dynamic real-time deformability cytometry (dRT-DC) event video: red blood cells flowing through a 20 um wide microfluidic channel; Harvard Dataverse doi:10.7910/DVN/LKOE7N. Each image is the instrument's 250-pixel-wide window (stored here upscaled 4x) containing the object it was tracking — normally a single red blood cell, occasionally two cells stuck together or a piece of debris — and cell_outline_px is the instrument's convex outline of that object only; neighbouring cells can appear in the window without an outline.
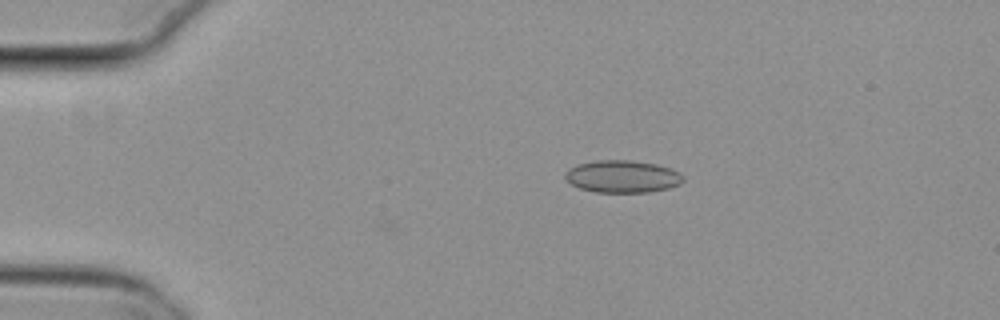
{"species": "common noctule bat (a hibernating species)", "species_latin": "Nyctalus noctula", "temperature_condition": "cold", "stored_images_in_passage": 4, "camera_frame_rate_fps": 3000, "um_per_image_px": 0.085, "animal": {"sex": "female", "body_mass_g": 29.2, "forearm_length_mm": 56.3}, "frame": {"image": 1, "passage_image": 1, "time_ms": 0.0, "image_size_px": [1000, 320], "cell_outline_px": [[684, 180], [680, 184], [668, 188], [648, 192], [596, 192], [580, 188], [572, 184], [564, 176], [564, 172], [568, 168], [576, 164], [596, 160], [632, 160], [656, 164], [672, 168], [680, 172], [684, 176]], "centroid_in_image_um": [52.92, 14.99], "position_along_channel_um": 32.1, "area_um2": 22.43}}
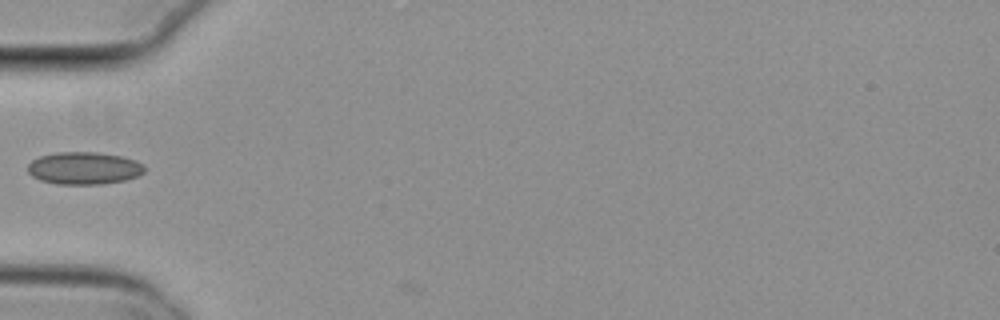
{"frame": {"image": 2, "passage_image": 3, "time_ms": 0.667, "image_size_px": [1000, 320], "cell_outline_px": [[144, 172], [136, 176], [124, 180], [100, 184], [56, 184], [40, 180], [32, 176], [28, 172], [28, 164], [32, 160], [40, 156], [56, 152], [96, 152], [120, 156], [136, 160], [144, 164]], "centroid_in_image_um": [7.12, 14.29], "position_along_channel_um": 77.9, "area_um2": 22.02}}
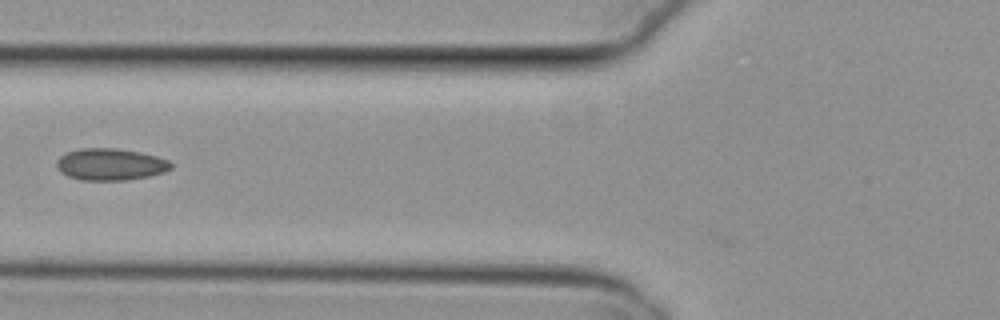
{"frame": {"image": 3, "passage_image": 4, "time_ms": 1.0, "image_size_px": [1000, 320], "cell_outline_px": [[172, 168], [164, 172], [148, 176], [128, 180], [80, 180], [68, 176], [60, 172], [56, 164], [56, 160], [60, 156], [68, 152], [80, 148], [116, 148], [140, 152], [156, 156], [168, 160], [172, 164]], "centroid_in_image_um": [9.37, 13.97], "position_along_channel_um": 116.4, "area_um2": 21.27}}